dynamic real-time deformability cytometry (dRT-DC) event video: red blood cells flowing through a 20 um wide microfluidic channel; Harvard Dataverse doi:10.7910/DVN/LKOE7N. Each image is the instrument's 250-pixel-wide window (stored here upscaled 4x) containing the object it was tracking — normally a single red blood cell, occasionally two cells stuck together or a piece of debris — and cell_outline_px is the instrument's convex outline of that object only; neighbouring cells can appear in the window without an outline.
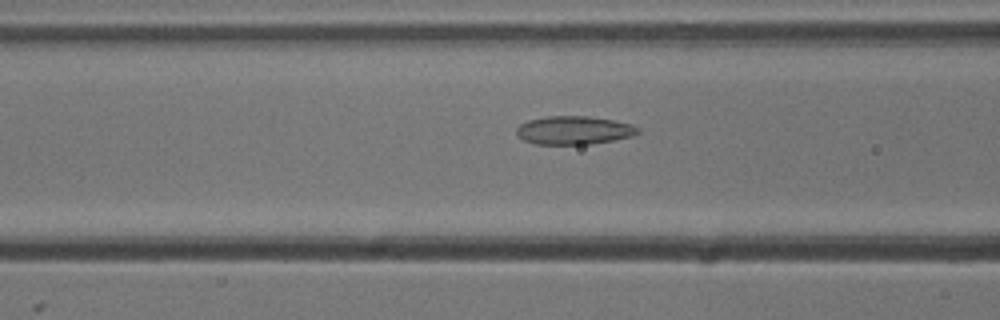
{"species": "common noctule bat (a hibernating species)", "species_latin": "Nyctalus noctula", "temperature_condition": "cold", "stored_images_in_passage": 47, "camera_frame_rate_fps": 3000, "um_per_image_px": 0.085, "animal": {"sex": "male", "body_mass_g": 13.3}, "frame": {"image": 1, "passage_image": 14, "time_ms": 4.333, "image_size_px": [1000, 320], "cell_outline_px": [[640, 132], [632, 136], [592, 144], [536, 144], [524, 140], [516, 132], [516, 128], [520, 124], [528, 120], [548, 116], [588, 116], [612, 120], [632, 124], [640, 128]], "centroid_in_image_um": [48.8, 11.07], "position_along_channel_um": 117.8, "area_um2": 20.0}}
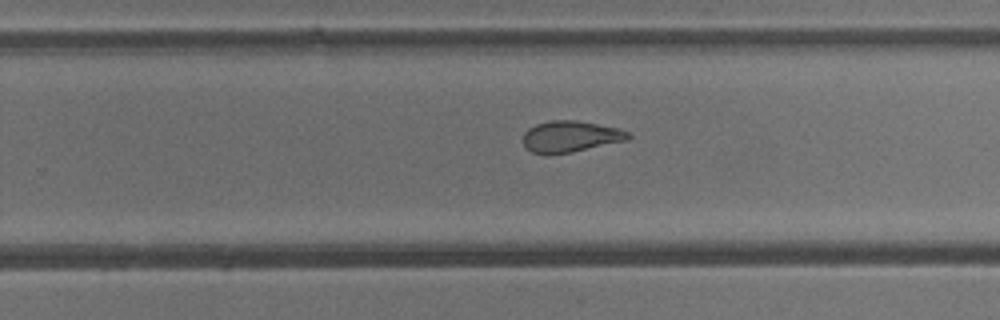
{"frame": {"image": 2, "passage_image": 27, "time_ms": 8.667, "image_size_px": [1000, 320], "cell_outline_px": [[632, 136], [628, 140], [572, 152], [552, 156], [544, 156], [532, 152], [524, 148], [524, 132], [528, 128], [536, 124], [552, 120], [572, 120], [620, 128], [628, 132]], "centroid_in_image_um": [48.46, 11.63], "position_along_channel_um": 281.3, "area_um2": 19.48}}
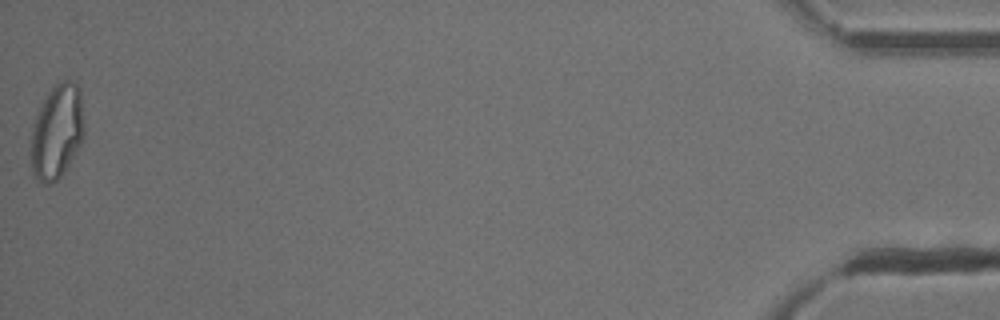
{"frame": {"image": 3, "passage_image": 47, "time_ms": 15.333, "image_size_px": [1000, 320], "cell_outline_px": [[84, 136], [80, 144], [64, 172], [56, 180], [48, 184], [44, 184], [36, 180], [32, 172], [28, 152], [32, 124], [48, 92], [60, 80], [76, 80], [80, 88], [84, 120]], "centroid_in_image_um": [4.81, 11.19], "position_along_channel_um": 430.4, "area_um2": 30.0}, "authors_computed_cell_mechanics": {"area_um2": 21.3282, "velocity_mm_per_s": 3.782, "shape_relaxation_time_tau1_ms": null, "shape_relaxation_time_tau2_ms": 2.4432, "deformation_change_tau1": null, "deformation_change_tau2": 0.0918}}